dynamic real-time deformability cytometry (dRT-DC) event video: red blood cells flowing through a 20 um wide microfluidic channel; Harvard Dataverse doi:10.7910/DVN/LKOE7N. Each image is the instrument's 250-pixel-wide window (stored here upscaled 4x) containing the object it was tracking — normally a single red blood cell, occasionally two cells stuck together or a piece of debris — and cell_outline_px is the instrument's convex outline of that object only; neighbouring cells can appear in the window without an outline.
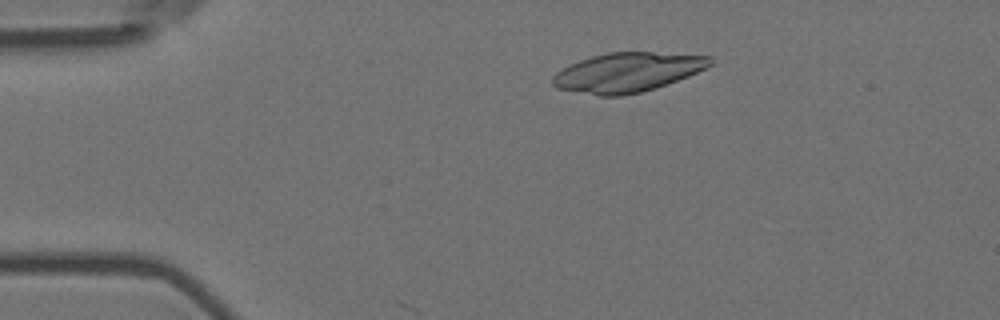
{"species": "Egyptian fruit bat (a non-hibernating species)", "species_latin": "Rousettus aegyptiacus", "temperature_condition": "room temperature", "stored_images_in_passage": 12, "camera_frame_rate_fps": 3000, "um_per_image_px": 0.085, "animal": {"sex": "female"}, "frame": {"image": 1, "passage_image": 9, "time_ms": 2.667, "image_size_px": [1000, 320], "cell_outline_px": [[712, 64], [688, 76], [656, 88], [640, 92], [620, 96], [600, 96], [556, 88], [552, 84], [552, 76], [556, 72], [580, 60], [592, 56], [608, 52], [652, 52], [712, 56]], "centroid_in_image_um": [53.32, 6.15], "position_along_channel_um": 31.7, "area_um2": 35.89}}